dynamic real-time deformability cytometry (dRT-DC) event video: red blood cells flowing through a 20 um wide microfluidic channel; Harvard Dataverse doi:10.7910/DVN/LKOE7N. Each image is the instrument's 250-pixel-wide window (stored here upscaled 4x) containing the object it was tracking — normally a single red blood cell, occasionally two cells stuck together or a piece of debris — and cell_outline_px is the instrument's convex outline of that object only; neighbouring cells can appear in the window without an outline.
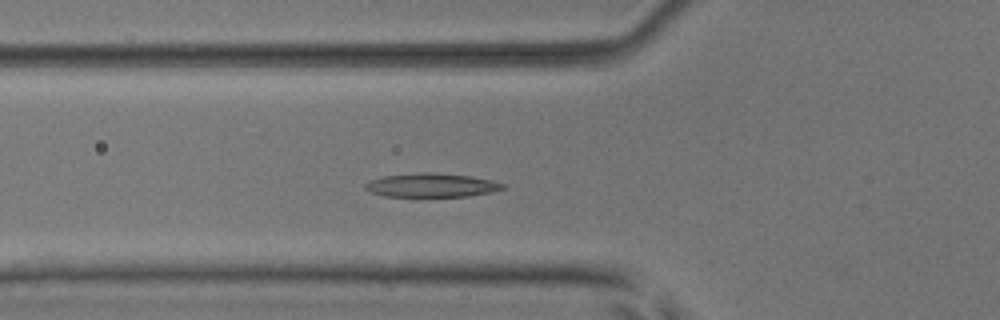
{"species": "common noctule bat (a hibernating species)", "species_latin": "Nyctalus noctula", "temperature_condition": "room temperature", "stored_images_in_passage": 18, "camera_frame_rate_fps": 3000, "um_per_image_px": 0.085, "animal": {"sex": "male", "body_mass_g": 17.9, "forearm_length_mm": 54.2}, "frame": {"image": 1, "passage_image": 17, "time_ms": 5.333, "image_size_px": [1000, 320], "cell_outline_px": [[504, 188], [488, 192], [468, 196], [384, 196], [372, 192], [364, 188], [364, 184], [368, 180], [384, 176], [420, 172], [432, 172], [472, 176], [492, 180], [504, 184]], "centroid_in_image_um": [36.64, 15.73], "position_along_channel_um": 89.2, "area_um2": 18.96}}